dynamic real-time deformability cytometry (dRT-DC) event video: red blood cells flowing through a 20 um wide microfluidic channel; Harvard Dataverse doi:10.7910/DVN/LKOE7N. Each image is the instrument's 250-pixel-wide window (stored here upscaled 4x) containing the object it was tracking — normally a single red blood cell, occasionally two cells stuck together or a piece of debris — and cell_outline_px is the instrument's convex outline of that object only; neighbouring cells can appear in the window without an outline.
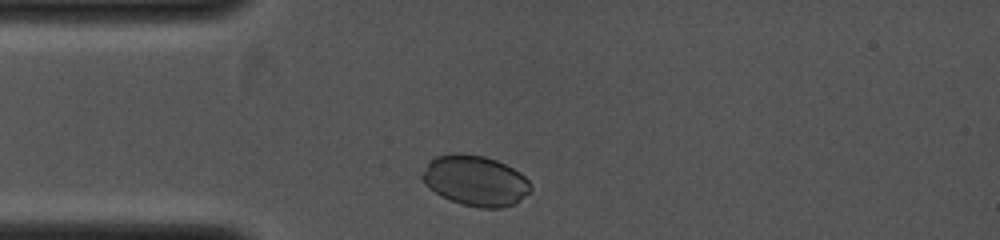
{"species": "common noctule bat (a hibernating species)", "species_latin": "Nyctalus noctula", "temperature_condition": "cold", "stored_images_in_passage": 7, "camera_frame_rate_fps": 4000, "um_per_image_px": 0.085, "animal": {"sex": "female", "body_mass_g": 19.0, "forearm_length_mm": 53.3}, "frame": {"image": 1, "passage_image": 1, "time_ms": 0.0, "image_size_px": [1000, 240], "cell_outline_px": [[532, 188], [520, 200], [512, 204], [500, 208], [480, 208], [464, 204], [452, 200], [436, 192], [424, 184], [420, 176], [428, 160], [436, 156], [452, 152], [460, 152], [484, 156], [496, 160], [520, 172], [532, 184]], "centroid_in_image_um": [40.38, 15.32], "position_along_channel_um": 44.6, "area_um2": 31.85}}
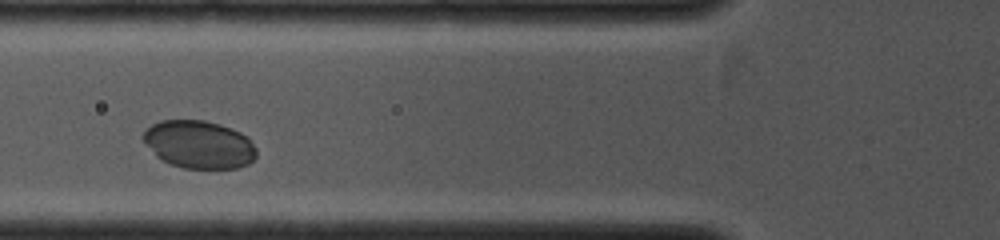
{"frame": {"image": 2, "passage_image": 3, "time_ms": 1.5, "image_size_px": [1000, 240], "cell_outline_px": [[256, 156], [248, 164], [240, 168], [184, 168], [172, 164], [156, 156], [144, 140], [144, 132], [152, 124], [160, 120], [204, 120], [220, 124], [240, 132], [248, 136], [256, 148]], "centroid_in_image_um": [16.96, 12.27], "position_along_channel_um": 108.8, "area_um2": 31.39}}
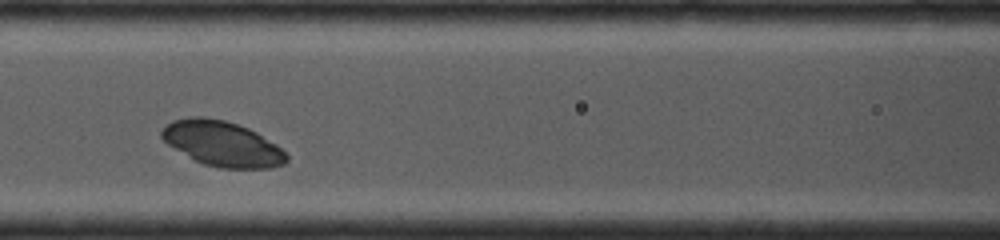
{"frame": {"image": 3, "passage_image": 4, "time_ms": 2.25, "image_size_px": [1000, 240], "cell_outline_px": [[288, 160], [284, 164], [272, 168], [220, 168], [204, 164], [196, 160], [168, 144], [160, 136], [160, 132], [172, 120], [188, 116], [204, 116], [224, 120], [248, 128], [256, 132], [276, 144], [288, 156]], "centroid_in_image_um": [18.9, 12.2], "position_along_channel_um": 147.7, "area_um2": 32.6}}